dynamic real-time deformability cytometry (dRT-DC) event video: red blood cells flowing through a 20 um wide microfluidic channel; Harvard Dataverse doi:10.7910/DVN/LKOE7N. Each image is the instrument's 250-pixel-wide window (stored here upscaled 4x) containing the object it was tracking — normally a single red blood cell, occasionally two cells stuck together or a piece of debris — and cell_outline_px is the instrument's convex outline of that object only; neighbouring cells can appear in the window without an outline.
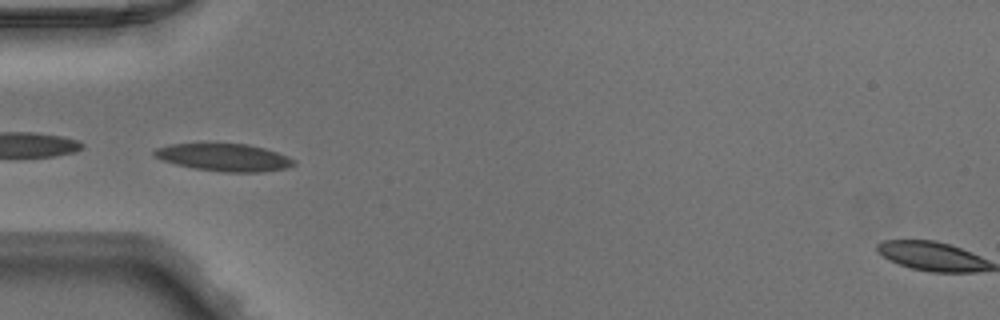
{"species": "Egyptian fruit bat (a non-hibernating species)", "species_latin": "Rousettus aegyptiacus", "temperature_condition": "warm", "stored_images_in_passage": 50, "camera_frame_rate_fps": 3000, "um_per_image_px": 0.085, "animal": {"sex": "male"}, "frame": {"image": 1, "passage_image": 17, "time_ms": 5.333, "image_size_px": [1000, 320], "cell_outline_px": [[296, 164], [284, 168], [264, 172], [224, 172], [192, 168], [176, 164], [152, 156], [152, 152], [156, 148], [172, 144], [248, 144], [264, 148], [288, 156], [296, 160]], "centroid_in_image_um": [19.06, 13.38], "position_along_channel_um": 65.9, "area_um2": 22.25}}
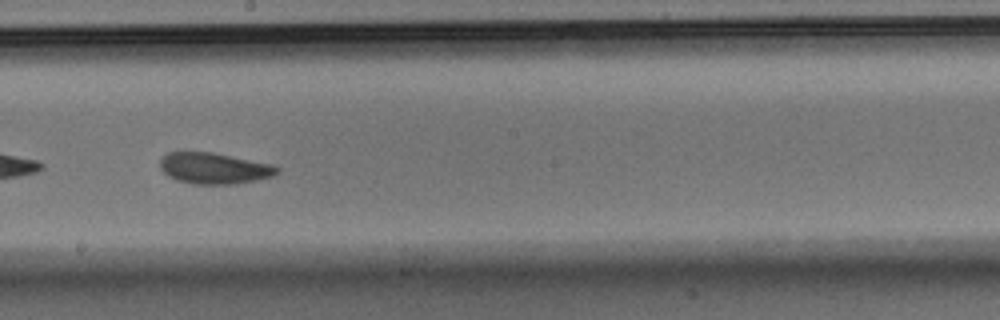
{"frame": {"image": 2, "passage_image": 29, "time_ms": 9.333, "image_size_px": [1000, 320], "cell_outline_px": [[280, 172], [272, 176], [256, 180], [236, 184], [192, 184], [176, 180], [168, 176], [160, 168], [160, 160], [168, 152], [212, 152], [272, 164], [280, 168]], "centroid_in_image_um": [18.21, 14.31], "position_along_channel_um": 230.0, "area_um2": 21.27}}
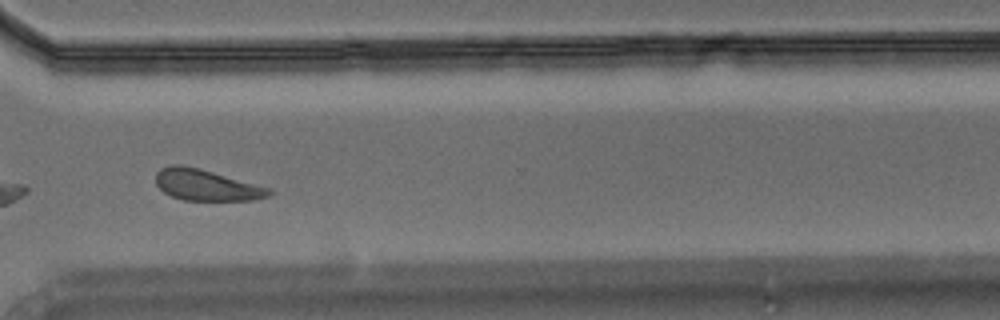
{"frame": {"image": 3, "passage_image": 38, "time_ms": 12.333, "image_size_px": [1000, 320], "cell_outline_px": [[272, 196], [252, 200], [184, 200], [172, 196], [164, 192], [156, 184], [156, 172], [160, 168], [172, 164], [184, 164], [200, 168], [272, 188]], "centroid_in_image_um": [17.56, 15.71], "position_along_channel_um": 353.0, "area_um2": 20.81}}